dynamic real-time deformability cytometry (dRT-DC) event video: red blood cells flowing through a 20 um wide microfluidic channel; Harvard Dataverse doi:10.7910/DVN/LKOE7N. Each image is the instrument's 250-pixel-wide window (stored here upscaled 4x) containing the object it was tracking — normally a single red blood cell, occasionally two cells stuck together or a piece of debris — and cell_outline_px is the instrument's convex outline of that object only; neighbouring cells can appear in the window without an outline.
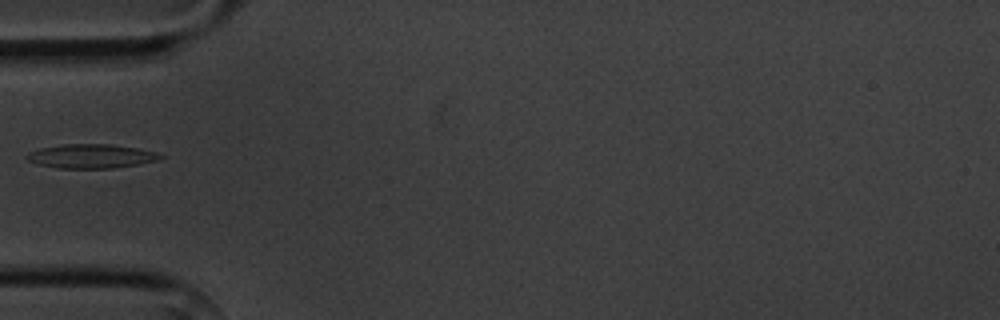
{"species": "common noctule bat (a hibernating species)", "species_latin": "Nyctalus noctula", "temperature_condition": "cold", "stored_images_in_passage": 4, "camera_frame_rate_fps": 3000, "um_per_image_px": 0.085, "animal": {"sex": "male", "body_mass_g": 20.1, "forearm_length_mm": 53.5}, "frame": {"image": 1, "passage_image": 4, "time_ms": 4.0, "image_size_px": [1000, 320], "cell_outline_px": [[164, 156], [156, 160], [136, 164], [112, 168], [56, 168], [36, 164], [28, 160], [24, 156], [28, 152], [40, 148], [60, 144], [112, 144], [136, 148], [156, 152]], "centroid_in_image_um": [7.67, 13.27], "position_along_channel_um": 77.3, "area_um2": 18.67}}